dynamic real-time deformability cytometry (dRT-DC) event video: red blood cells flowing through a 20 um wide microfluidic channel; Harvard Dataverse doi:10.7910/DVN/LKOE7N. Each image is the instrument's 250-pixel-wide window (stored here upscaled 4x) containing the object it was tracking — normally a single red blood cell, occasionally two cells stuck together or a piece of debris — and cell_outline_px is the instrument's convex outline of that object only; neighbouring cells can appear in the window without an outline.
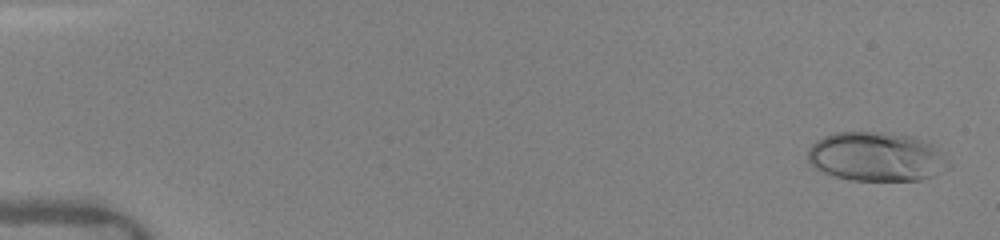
{"species": "human", "species_latin": "Homo sapiens", "temperature_condition": "warm", "stored_images_in_passage": 29, "camera_frame_rate_fps": 3000, "um_per_image_px": 0.085, "donor": {"sex": "female"}, "frame": {"image": 1, "passage_image": 1, "time_ms": 0.0, "image_size_px": [1000, 240], "cell_outline_px": [[952, 168], [932, 176], [920, 180], [848, 180], [824, 172], [808, 164], [808, 148], [816, 140], [832, 132], [880, 132], [912, 136], [924, 140], [932, 144], [952, 164]], "centroid_in_image_um": [74.5, 13.32], "position_along_channel_um": 10.5, "area_um2": 40.63}}
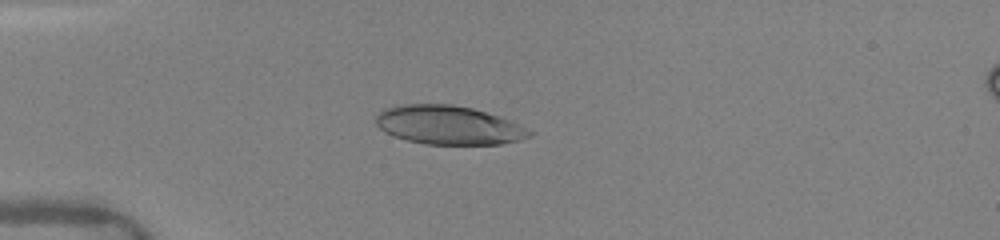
{"frame": {"image": 2, "passage_image": 24, "time_ms": 4.0, "image_size_px": [1000, 240], "cell_outline_px": [[532, 136], [500, 144], [424, 144], [408, 140], [384, 132], [376, 124], [376, 116], [384, 108], [404, 104], [452, 104], [472, 108], [508, 120], [532, 132]], "centroid_in_image_um": [38.07, 10.63], "position_along_channel_um": 46.9, "area_um2": 34.16}}